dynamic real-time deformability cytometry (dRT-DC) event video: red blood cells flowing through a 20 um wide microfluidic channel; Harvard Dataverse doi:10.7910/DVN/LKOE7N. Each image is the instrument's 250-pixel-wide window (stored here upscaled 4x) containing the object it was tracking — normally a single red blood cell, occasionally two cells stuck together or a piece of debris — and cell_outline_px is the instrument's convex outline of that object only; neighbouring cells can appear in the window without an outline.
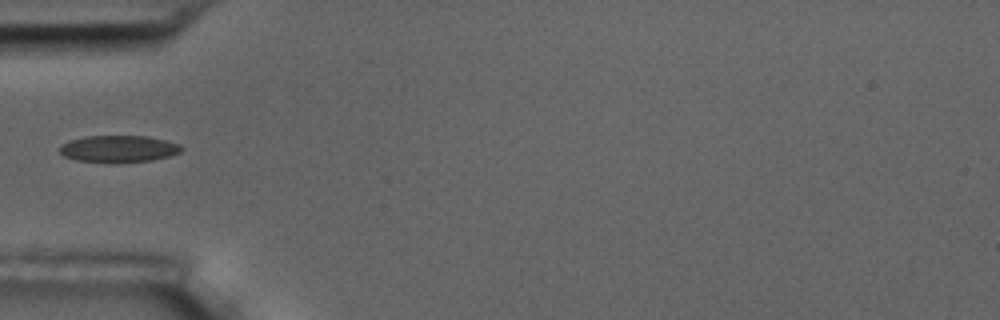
{"species": "common noctule bat (a hibernating species)", "species_latin": "Nyctalus noctula", "temperature_condition": "room temperature", "stored_images_in_passage": 1, "camera_frame_rate_fps": 3000, "um_per_image_px": 0.085, "animal": {"sex": "male", "body_mass_g": 17.5, "forearm_length_mm": 52.3}, "frame": {"image": 1, "passage_image": 1, "time_ms": 0.0, "image_size_px": [1000, 320], "cell_outline_px": [[184, 148], [180, 152], [168, 156], [152, 160], [112, 164], [76, 160], [64, 156], [60, 152], [60, 144], [68, 140], [84, 136], [148, 136], [180, 144]], "centroid_in_image_um": [10.05, 12.66], "position_along_channel_um": 75.0, "area_um2": 19.42}}